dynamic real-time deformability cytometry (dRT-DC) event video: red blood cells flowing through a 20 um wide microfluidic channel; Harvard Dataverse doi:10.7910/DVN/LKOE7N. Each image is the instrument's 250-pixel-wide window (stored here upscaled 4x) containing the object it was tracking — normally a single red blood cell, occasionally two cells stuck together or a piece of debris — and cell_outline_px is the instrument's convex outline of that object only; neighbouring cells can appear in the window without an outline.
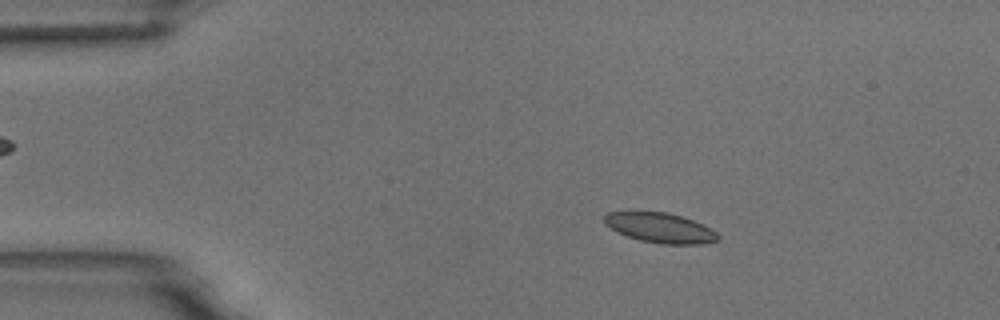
{"species": "common noctule bat (a hibernating species)", "species_latin": "Nyctalus noctula", "temperature_condition": "room temperature", "stored_images_in_passage": 55, "camera_frame_rate_fps": 3000, "um_per_image_px": 0.085, "animal": {"sex": "male", "body_mass_g": 18.8}, "frame": {"image": 1, "passage_image": 10, "time_ms": 3.0, "image_size_px": [1000, 320], "cell_outline_px": [[720, 240], [700, 244], [660, 244], [640, 240], [628, 236], [604, 224], [604, 216], [608, 212], [668, 212], [692, 220], [716, 232], [720, 236]], "centroid_in_image_um": [56.12, 19.37], "position_along_channel_um": 28.9, "area_um2": 19.48}}
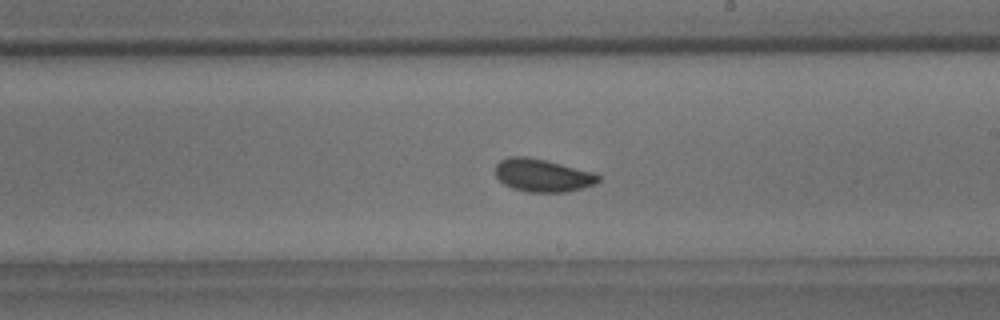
{"frame": {"image": 2, "passage_image": 32, "time_ms": 10.333, "image_size_px": [1000, 320], "cell_outline_px": [[600, 180], [596, 184], [564, 192], [528, 192], [512, 188], [504, 184], [496, 176], [496, 164], [500, 160], [508, 156], [528, 156], [592, 172], [600, 176]], "centroid_in_image_um": [46.08, 14.9], "position_along_channel_um": 242.9, "area_um2": 19.54}}
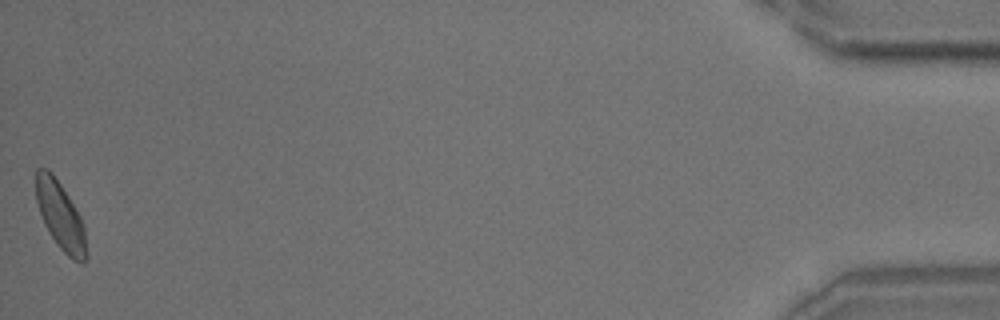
{"frame": {"image": 3, "passage_image": 55, "time_ms": 18.0, "image_size_px": [1000, 320], "cell_outline_px": [[88, 256], [84, 264], [80, 264], [72, 260], [56, 244], [48, 232], [44, 224], [36, 200], [36, 168], [48, 168], [52, 172], [76, 208], [80, 216], [84, 228], [88, 252]], "centroid_in_image_um": [5.16, 18.4], "position_along_channel_um": 430.0, "area_um2": 20.11}, "authors_computed_cell_mechanics": {"area_um2": 19.4786, "velocity_mm_per_s": 3.6855, "shape_relaxation_time_tau1_ms": null, "shape_relaxation_time_tau2_ms": 1.4535, "deformation_change_tau1": null, "deformation_change_tau2": 0.0585}}